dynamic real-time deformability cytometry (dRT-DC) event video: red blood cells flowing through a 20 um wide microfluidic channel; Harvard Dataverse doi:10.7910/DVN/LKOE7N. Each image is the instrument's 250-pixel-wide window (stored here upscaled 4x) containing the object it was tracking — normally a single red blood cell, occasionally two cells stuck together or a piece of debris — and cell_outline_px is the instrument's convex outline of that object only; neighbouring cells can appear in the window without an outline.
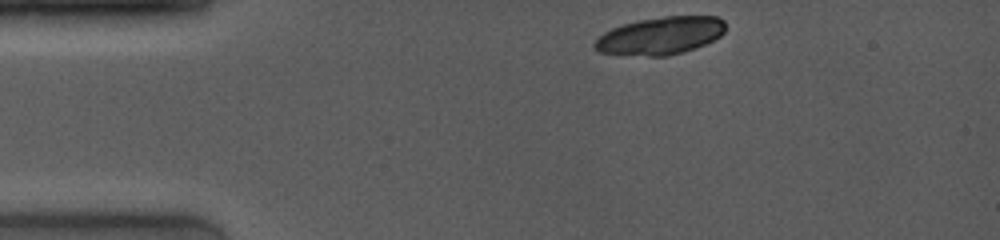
{"species": "common noctule bat (a hibernating species)", "species_latin": "Nyctalus noctula", "temperature_condition": "room temperature", "stored_images_in_passage": 2, "camera_frame_rate_fps": 4000, "um_per_image_px": 0.085, "animal": {"sex": "female", "body_mass_g": 19.0, "forearm_length_mm": 53.3}, "frame": {"image": 1, "passage_image": 1, "time_ms": 0.0, "image_size_px": [1000, 240], "cell_outline_px": [[724, 32], [720, 36], [704, 44], [684, 52], [668, 56], [648, 56], [596, 52], [592, 44], [604, 32], [612, 28], [624, 24], [640, 20], [664, 16], [716, 16], [724, 20]], "centroid_in_image_um": [56.12, 3.04], "position_along_channel_um": 28.9, "area_um2": 28.55}}